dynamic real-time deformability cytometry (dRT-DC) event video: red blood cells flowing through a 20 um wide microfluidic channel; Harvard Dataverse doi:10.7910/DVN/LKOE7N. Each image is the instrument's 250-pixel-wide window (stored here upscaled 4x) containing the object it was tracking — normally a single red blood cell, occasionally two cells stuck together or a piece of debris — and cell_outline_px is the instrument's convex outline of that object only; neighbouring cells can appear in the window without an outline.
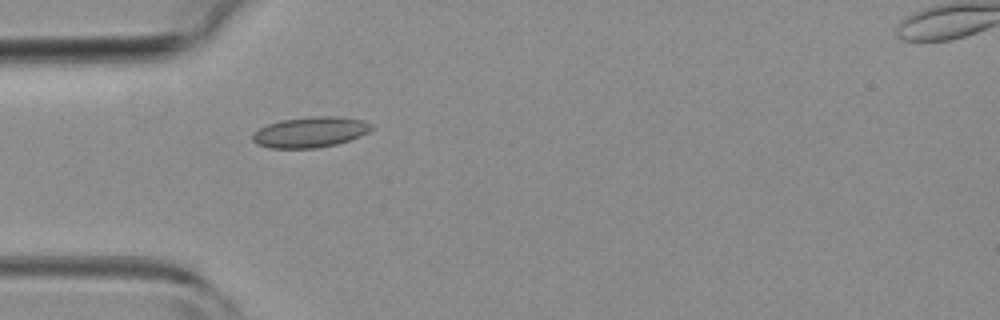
{"species": "common noctule bat (a hibernating species)", "species_latin": "Nyctalus noctula", "temperature_condition": "room temperature", "stored_images_in_passage": 34, "camera_frame_rate_fps": 3000, "um_per_image_px": 0.085, "animal": {"sex": "female", "body_mass_g": 19.3, "forearm_length_mm": 54.1}, "frame": {"image": 1, "passage_image": 1, "time_ms": 0.0, "image_size_px": [1000, 320], "cell_outline_px": [[372, 128], [368, 132], [360, 136], [336, 144], [316, 148], [268, 148], [256, 144], [252, 140], [252, 132], [268, 124], [280, 120], [312, 116], [340, 116], [364, 120], [372, 124]], "centroid_in_image_um": [26.35, 11.22], "position_along_channel_um": 58.6, "area_um2": 21.33}}
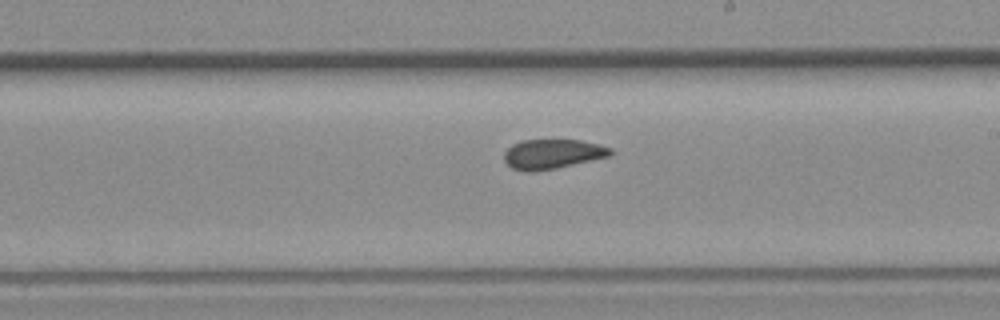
{"frame": {"image": 2, "passage_image": 14, "time_ms": 4.333, "image_size_px": [1000, 320], "cell_outline_px": [[612, 152], [608, 156], [556, 168], [536, 172], [524, 172], [512, 168], [504, 160], [504, 152], [512, 144], [524, 140], [580, 140], [612, 148]], "centroid_in_image_um": [46.9, 13.1], "position_along_channel_um": 242.1, "area_um2": 18.21}}
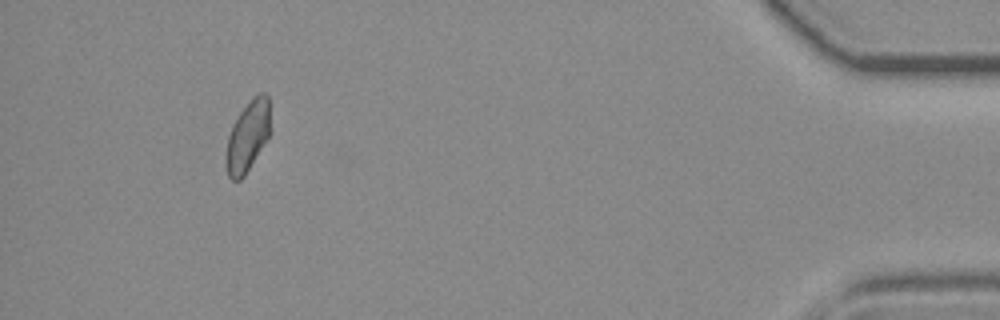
{"frame": {"image": 3, "passage_image": 31, "time_ms": 10.0, "image_size_px": [1000, 320], "cell_outline_px": [[268, 136], [244, 176], [240, 180], [232, 180], [228, 176], [224, 160], [224, 156], [228, 136], [232, 124], [240, 112], [260, 92], [264, 92], [268, 96]], "centroid_in_image_um": [20.98, 11.64], "position_along_channel_um": 414.2, "area_um2": 17.69}, "authors_computed_cell_mechanics": {"area_um2": 18.785, "velocity_mm_per_s": 4.2942, "shape_relaxation_time_tau1_ms": null, "shape_relaxation_time_tau2_ms": 0.7967, "deformation_change_tau1": null, "deformation_change_tau2": 0.0402}}